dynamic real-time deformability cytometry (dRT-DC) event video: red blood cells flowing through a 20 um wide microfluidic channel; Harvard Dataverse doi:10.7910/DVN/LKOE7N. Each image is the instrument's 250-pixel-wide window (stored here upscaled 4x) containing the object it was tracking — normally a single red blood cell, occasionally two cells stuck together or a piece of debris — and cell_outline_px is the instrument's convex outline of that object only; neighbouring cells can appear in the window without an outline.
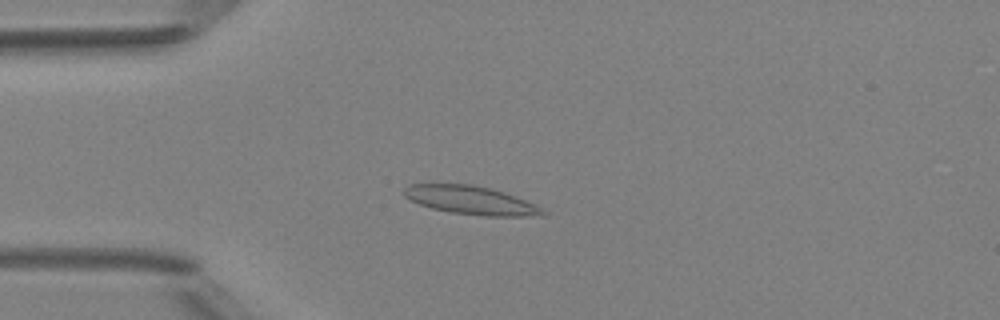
{"species": "Egyptian fruit bat (a non-hibernating species)", "species_latin": "Rousettus aegyptiacus", "temperature_condition": "room temperature", "stored_images_in_passage": 39, "camera_frame_rate_fps": 3000, "um_per_image_px": 0.085, "animal": {"sex": "female"}, "frame": {"image": 1, "passage_image": 3, "time_ms": 0.667, "image_size_px": [1000, 320], "cell_outline_px": [[548, 216], [484, 216], [448, 212], [432, 208], [420, 204], [404, 196], [404, 188], [408, 184], [472, 184], [492, 188], [504, 192], [536, 204], [544, 208], [548, 212]], "centroid_in_image_um": [40.1, 17.03], "position_along_channel_um": 44.9, "area_um2": 23.24}}
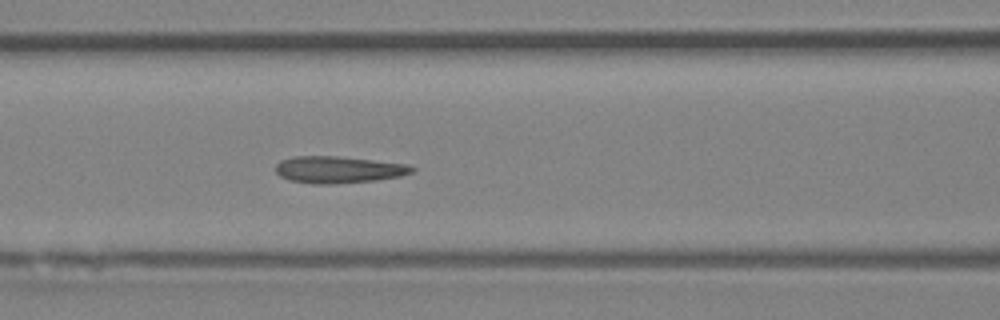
{"frame": {"image": 2, "passage_image": 11, "time_ms": 3.333, "image_size_px": [1000, 320], "cell_outline_px": [[416, 168], [412, 172], [400, 176], [376, 180], [336, 184], [316, 184], [288, 180], [280, 176], [276, 172], [276, 164], [280, 160], [292, 156], [336, 156], [408, 164]], "centroid_in_image_um": [28.74, 14.42], "position_along_channel_um": 137.9, "area_um2": 21.39}}
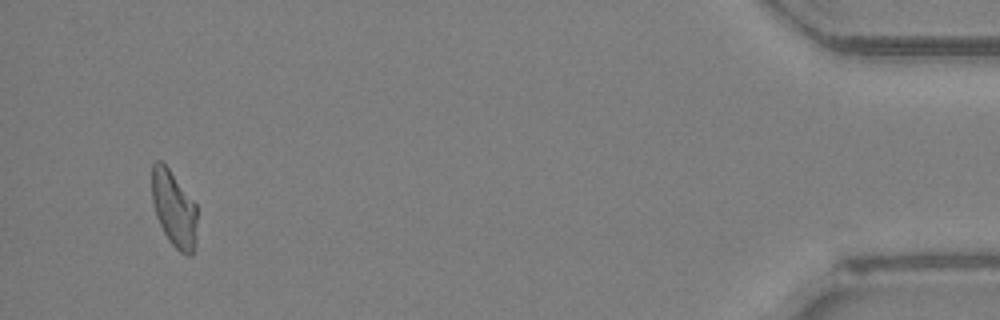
{"frame": {"image": 3, "passage_image": 37, "time_ms": 12.0, "image_size_px": [1000, 320], "cell_outline_px": [[196, 236], [192, 256], [188, 256], [180, 252], [168, 240], [156, 216], [152, 200], [152, 164], [156, 160], [160, 160], [168, 168], [196, 204]], "centroid_in_image_um": [14.78, 17.76], "position_along_channel_um": 420.4, "area_um2": 19.88}, "authors_computed_cell_mechanics": {"area_um2": 20.7502, "velocity_mm_per_s": 4.1831, "shape_relaxation_time_tau1_ms": null, "shape_relaxation_time_tau2_ms": 1.9498, "deformation_change_tau1": null, "deformation_change_tau2": 0.1088}}